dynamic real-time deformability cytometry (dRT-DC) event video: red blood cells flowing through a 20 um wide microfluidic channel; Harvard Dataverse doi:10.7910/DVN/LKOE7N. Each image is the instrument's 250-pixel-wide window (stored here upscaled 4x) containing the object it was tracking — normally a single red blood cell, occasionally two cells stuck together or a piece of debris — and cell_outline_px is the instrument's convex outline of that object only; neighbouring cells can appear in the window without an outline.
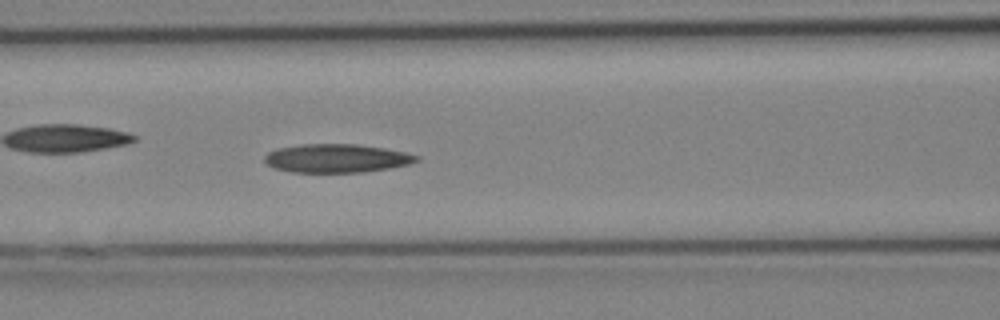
{"species": "Egyptian fruit bat (a non-hibernating species)", "species_latin": "Rousettus aegyptiacus", "temperature_condition": "cold", "stored_images_in_passage": 14, "camera_frame_rate_fps": 3000, "um_per_image_px": 0.085, "animal": {"sex": "female"}, "frame": {"image": 1, "passage_image": 12, "time_ms": 3.667, "image_size_px": [1000, 320], "cell_outline_px": [[420, 160], [408, 164], [388, 168], [364, 172], [292, 172], [276, 168], [268, 164], [264, 160], [264, 156], [268, 152], [276, 148], [300, 144], [356, 144], [384, 148], [404, 152], [420, 156]], "centroid_in_image_um": [28.6, 13.45], "position_along_channel_um": 138.0, "area_um2": 25.2}}
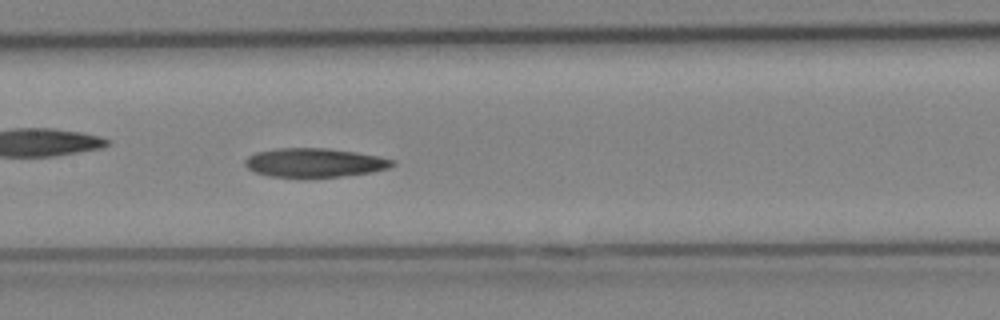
{"frame": {"image": 2, "passage_image": 14, "time_ms": 4.333, "image_size_px": [1000, 320], "cell_outline_px": [[396, 164], [388, 168], [368, 172], [340, 176], [304, 180], [268, 176], [256, 172], [248, 168], [244, 164], [244, 160], [248, 156], [256, 152], [280, 148], [324, 148], [356, 152], [380, 156], [396, 160]], "centroid_in_image_um": [26.71, 13.86], "position_along_channel_um": 180.7, "area_um2": 25.49}}